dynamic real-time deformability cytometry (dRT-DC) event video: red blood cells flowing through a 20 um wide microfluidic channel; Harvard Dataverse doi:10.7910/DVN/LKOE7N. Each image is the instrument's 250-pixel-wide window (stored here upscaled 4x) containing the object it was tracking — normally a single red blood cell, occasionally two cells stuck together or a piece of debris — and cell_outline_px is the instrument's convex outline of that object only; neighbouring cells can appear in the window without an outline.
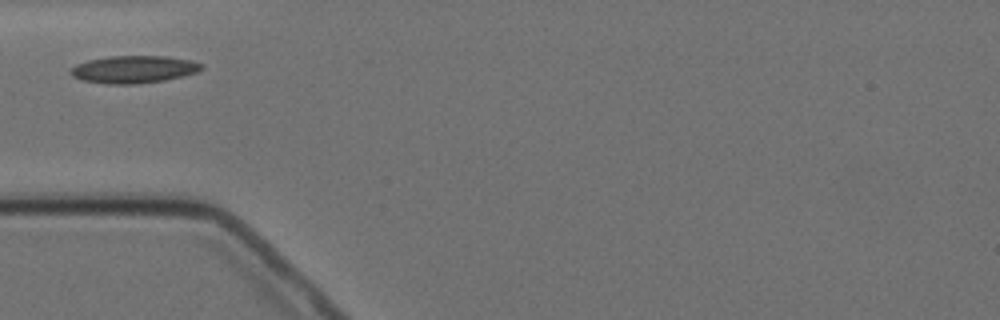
{"species": "Egyptian fruit bat (a non-hibernating species)", "species_latin": "Rousettus aegyptiacus", "temperature_condition": "cold", "stored_images_in_passage": 1, "camera_frame_rate_fps": 3000, "um_per_image_px": 0.085, "animal": {"sex": "female"}, "frame": {"image": 1, "passage_image": 1, "time_ms": 0.0, "image_size_px": [1000, 320], "cell_outline_px": [[204, 68], [196, 72], [184, 76], [164, 80], [136, 84], [104, 84], [84, 80], [72, 76], [68, 72], [76, 64], [88, 60], [108, 56], [164, 56], [192, 60], [204, 64]], "centroid_in_image_um": [11.38, 5.89], "position_along_channel_um": 73.6, "area_um2": 21.04}}